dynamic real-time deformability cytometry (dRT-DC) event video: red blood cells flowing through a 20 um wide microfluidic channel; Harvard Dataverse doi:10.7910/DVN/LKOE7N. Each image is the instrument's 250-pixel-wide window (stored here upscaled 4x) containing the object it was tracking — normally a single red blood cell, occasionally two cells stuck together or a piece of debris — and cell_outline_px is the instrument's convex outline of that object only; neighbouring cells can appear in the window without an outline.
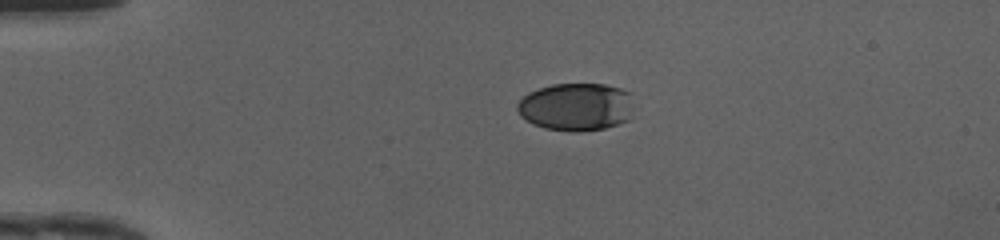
{"species": "human", "species_latin": "Homo sapiens", "temperature_condition": "cold", "stored_images_in_passage": 10, "segment_of_instrument_passage": [2, 2], "camera_frame_rate_fps": 3000, "um_per_image_px": 0.085, "donor": {"sex": "female"}, "frame": {"image": 1, "passage_image": 10, "time_ms": 3.0, "image_size_px": [1000, 240], "cell_outline_px": [[636, 108], [632, 116], [628, 120], [620, 124], [604, 128], [580, 132], [576, 132], [544, 128], [532, 124], [520, 116], [516, 108], [516, 104], [528, 92], [552, 84], [604, 84], [620, 88], [632, 92]], "centroid_in_image_um": [49.04, 9.08], "position_along_channel_um": 36.0, "area_um2": 33.29}}